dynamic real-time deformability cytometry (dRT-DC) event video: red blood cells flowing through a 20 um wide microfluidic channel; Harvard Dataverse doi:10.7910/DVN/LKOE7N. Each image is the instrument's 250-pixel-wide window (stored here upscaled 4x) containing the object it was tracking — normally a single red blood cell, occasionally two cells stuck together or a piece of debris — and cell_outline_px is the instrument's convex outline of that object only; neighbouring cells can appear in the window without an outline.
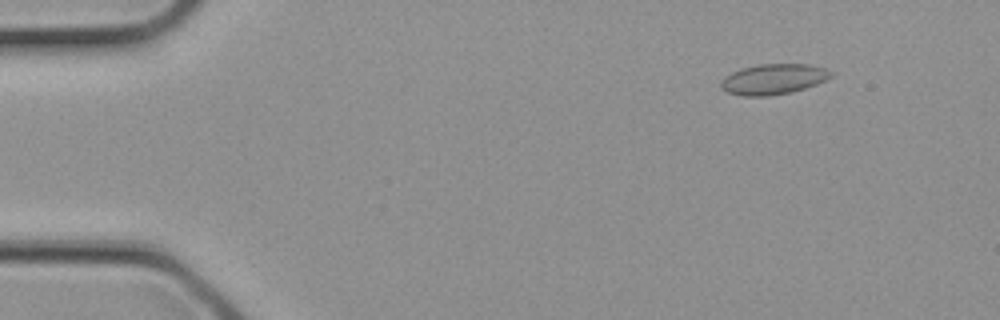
{"species": "common noctule bat (a hibernating species)", "species_latin": "Nyctalus noctula", "temperature_condition": "cold", "stored_images_in_passage": 2, "camera_frame_rate_fps": 3000, "um_per_image_px": 0.085, "animal": {"sex": "female", "body_mass_g": 21.9}, "frame": {"image": 1, "passage_image": 1, "time_ms": 0.0, "image_size_px": [1000, 320], "cell_outline_px": [[832, 76], [816, 84], [792, 92], [768, 96], [744, 96], [728, 92], [720, 88], [720, 80], [724, 76], [740, 68], [756, 64], [808, 64], [828, 68], [832, 72]], "centroid_in_image_um": [65.71, 6.72], "position_along_channel_um": 19.3, "area_um2": 19.71}}